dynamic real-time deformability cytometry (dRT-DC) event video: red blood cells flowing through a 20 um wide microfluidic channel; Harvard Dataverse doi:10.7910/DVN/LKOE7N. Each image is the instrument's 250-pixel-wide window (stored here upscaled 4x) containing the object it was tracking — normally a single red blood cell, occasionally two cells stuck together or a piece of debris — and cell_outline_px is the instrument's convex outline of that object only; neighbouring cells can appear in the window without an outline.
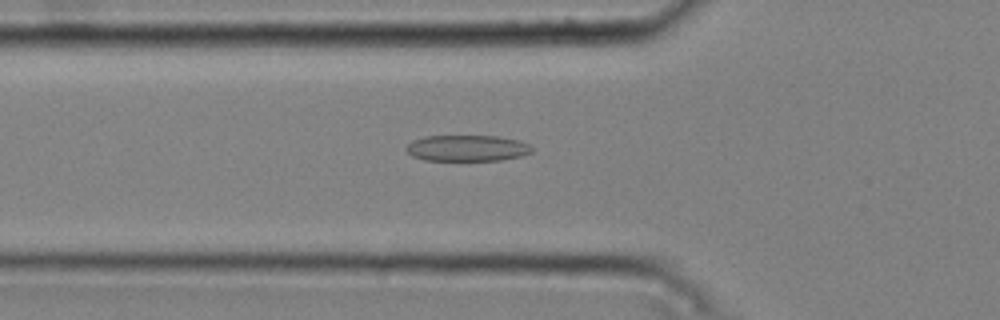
{"species": "common noctule bat (a hibernating species)", "species_latin": "Nyctalus noctula", "temperature_condition": "cold", "stored_images_in_passage": 47, "camera_frame_rate_fps": 3000, "um_per_image_px": 0.085, "animal": {"sex": "male", "body_mass_g": 20.4}, "frame": {"image": 1, "passage_image": 16, "time_ms": 5.0, "image_size_px": [1000, 320], "cell_outline_px": [[532, 152], [520, 156], [500, 160], [424, 160], [412, 156], [404, 148], [412, 140], [424, 136], [496, 136], [516, 140], [528, 144], [532, 148]], "centroid_in_image_um": [39.66, 12.59], "position_along_channel_um": 86.1, "area_um2": 19.02}}
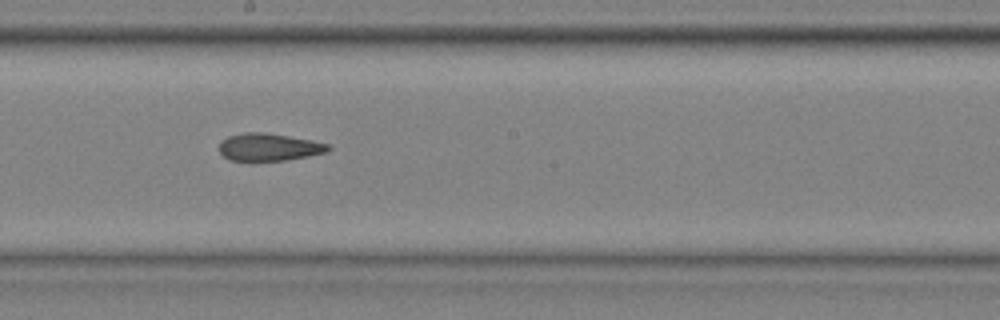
{"frame": {"image": 2, "passage_image": 27, "time_ms": 8.667, "image_size_px": [1000, 320], "cell_outline_px": [[332, 148], [328, 152], [308, 156], [284, 160], [228, 160], [220, 152], [220, 140], [228, 136], [244, 132], [264, 132], [312, 140], [328, 144]], "centroid_in_image_um": [22.86, 12.49], "position_along_channel_um": 225.3, "area_um2": 17.4}}
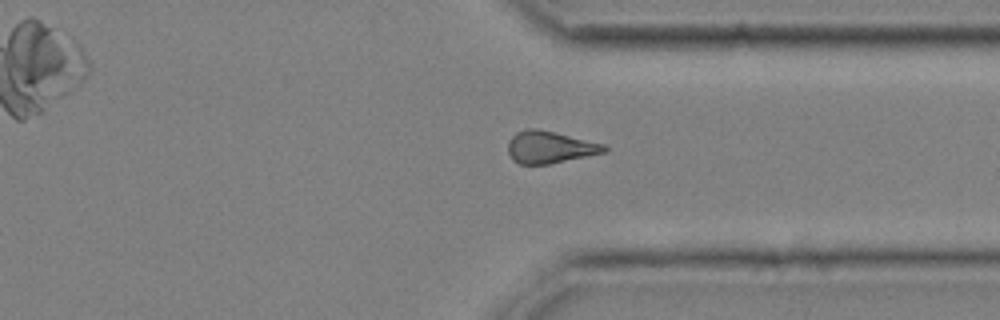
{"frame": {"image": 3, "passage_image": 38, "time_ms": 12.333, "image_size_px": [1000, 320], "cell_outline_px": [[608, 152], [548, 164], [520, 164], [512, 160], [508, 152], [508, 140], [516, 132], [528, 128], [536, 128], [608, 144]], "centroid_in_image_um": [46.77, 12.51], "position_along_channel_um": 364.6, "area_um2": 18.26}, "authors_computed_cell_mechanics": {"area_um2": 18.2648, "velocity_mm_per_s": 3.7891, "shape_relaxation_time_tau1_ms": null, "shape_relaxation_time_tau2_ms": 4.5097, "deformation_change_tau1": null, "deformation_change_tau2": 0.1537}}